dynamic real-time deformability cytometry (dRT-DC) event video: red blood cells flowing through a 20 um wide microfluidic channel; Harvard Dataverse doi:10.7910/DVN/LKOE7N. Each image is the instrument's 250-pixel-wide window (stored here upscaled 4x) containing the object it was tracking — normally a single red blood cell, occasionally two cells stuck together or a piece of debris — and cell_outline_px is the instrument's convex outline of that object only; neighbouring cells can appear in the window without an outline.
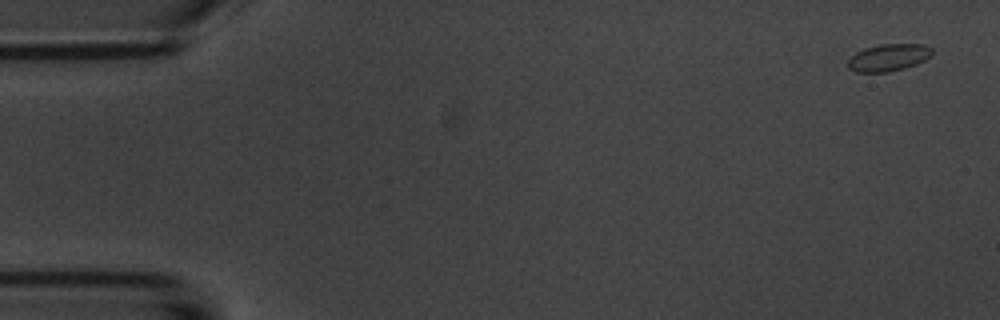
{"species": "common noctule bat (a hibernating species)", "species_latin": "Nyctalus noctula", "temperature_condition": "room temperature", "stored_images_in_passage": 5, "camera_frame_rate_fps": 3000, "um_per_image_px": 0.085, "animal": {"sex": "male", "body_mass_g": 20.1, "forearm_length_mm": 53.5}, "frame": {"image": 1, "passage_image": 1, "time_ms": 0.0, "image_size_px": [1000, 320], "cell_outline_px": [[932, 52], [924, 60], [916, 64], [904, 68], [888, 72], [856, 72], [848, 68], [848, 60], [856, 52], [864, 48], [880, 44], [924, 44], [932, 48]], "centroid_in_image_um": [75.5, 4.88], "position_along_channel_um": 9.5, "area_um2": 13.24}}
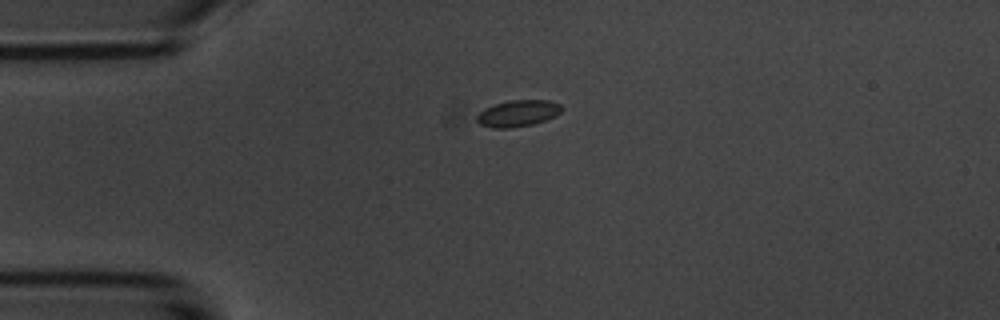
{"frame": {"image": 2, "passage_image": 4, "time_ms": 3.667, "image_size_px": [1000, 320], "cell_outline_px": [[564, 108], [556, 116], [532, 124], [512, 128], [492, 128], [480, 124], [476, 120], [476, 116], [484, 108], [508, 100], [548, 100], [560, 104]], "centroid_in_image_um": [44.02, 9.63], "position_along_channel_um": 41.0, "area_um2": 13.12}}